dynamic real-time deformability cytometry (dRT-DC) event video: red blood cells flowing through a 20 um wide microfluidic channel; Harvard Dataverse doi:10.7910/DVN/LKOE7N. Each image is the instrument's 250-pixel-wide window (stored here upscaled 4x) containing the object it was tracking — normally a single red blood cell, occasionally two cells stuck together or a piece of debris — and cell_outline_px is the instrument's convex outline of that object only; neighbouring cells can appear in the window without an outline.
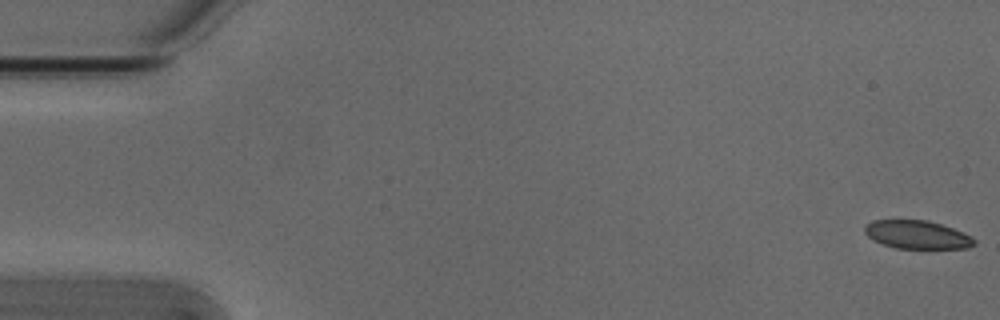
{"species": "Egyptian fruit bat (a non-hibernating species)", "species_latin": "Rousettus aegyptiacus", "temperature_condition": "cold", "stored_images_in_passage": 17, "camera_frame_rate_fps": 3000, "um_per_image_px": 0.085, "animal": {"sex": "male"}, "frame": {"image": 1, "passage_image": 1, "time_ms": 0.0, "image_size_px": [1000, 320], "cell_outline_px": [[976, 244], [968, 248], [896, 248], [872, 240], [864, 232], [864, 224], [872, 220], [928, 220], [964, 232], [972, 236], [976, 240]], "centroid_in_image_um": [77.95, 19.94], "position_along_channel_um": 7.0, "area_um2": 18.15}}
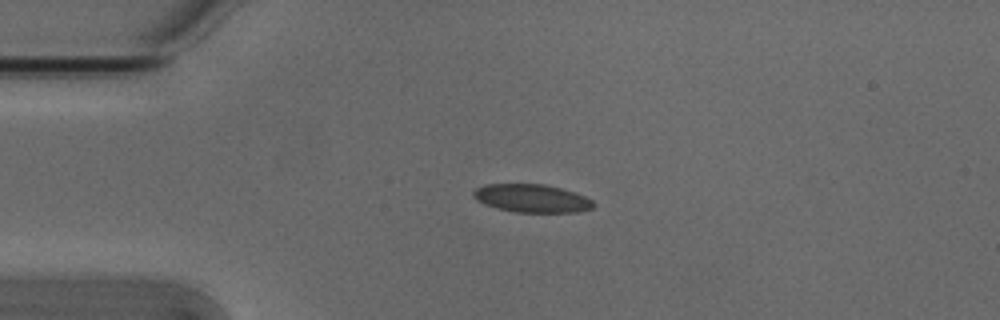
{"frame": {"image": 2, "passage_image": 13, "time_ms": 4.0, "image_size_px": [1000, 320], "cell_outline_px": [[596, 204], [592, 208], [576, 212], [512, 212], [496, 208], [484, 204], [476, 200], [472, 196], [472, 192], [476, 188], [484, 184], [544, 184], [560, 188], [584, 196], [592, 200]], "centroid_in_image_um": [45.15, 16.86], "position_along_channel_um": 39.8, "area_um2": 19.71}}